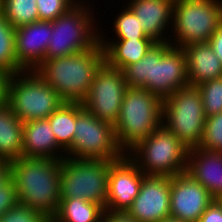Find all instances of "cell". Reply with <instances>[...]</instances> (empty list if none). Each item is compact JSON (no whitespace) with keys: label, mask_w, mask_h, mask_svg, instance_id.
Here are the masks:
<instances>
[{"label":"cell","mask_w":222,"mask_h":222,"mask_svg":"<svg viewBox=\"0 0 222 222\" xmlns=\"http://www.w3.org/2000/svg\"><path fill=\"white\" fill-rule=\"evenodd\" d=\"M186 172L200 183L214 200L222 198V152L190 148Z\"/></svg>","instance_id":"18"},{"label":"cell","mask_w":222,"mask_h":222,"mask_svg":"<svg viewBox=\"0 0 222 222\" xmlns=\"http://www.w3.org/2000/svg\"><path fill=\"white\" fill-rule=\"evenodd\" d=\"M127 88L123 72L104 63L95 73L88 94L81 104L97 119L114 125L118 121Z\"/></svg>","instance_id":"12"},{"label":"cell","mask_w":222,"mask_h":222,"mask_svg":"<svg viewBox=\"0 0 222 222\" xmlns=\"http://www.w3.org/2000/svg\"><path fill=\"white\" fill-rule=\"evenodd\" d=\"M64 101L35 70L12 75L8 106L22 122L47 119Z\"/></svg>","instance_id":"9"},{"label":"cell","mask_w":222,"mask_h":222,"mask_svg":"<svg viewBox=\"0 0 222 222\" xmlns=\"http://www.w3.org/2000/svg\"><path fill=\"white\" fill-rule=\"evenodd\" d=\"M0 11L14 28L39 21L36 0H0Z\"/></svg>","instance_id":"26"},{"label":"cell","mask_w":222,"mask_h":222,"mask_svg":"<svg viewBox=\"0 0 222 222\" xmlns=\"http://www.w3.org/2000/svg\"><path fill=\"white\" fill-rule=\"evenodd\" d=\"M145 174L125 154L109 169L105 211H126L139 194Z\"/></svg>","instance_id":"15"},{"label":"cell","mask_w":222,"mask_h":222,"mask_svg":"<svg viewBox=\"0 0 222 222\" xmlns=\"http://www.w3.org/2000/svg\"><path fill=\"white\" fill-rule=\"evenodd\" d=\"M23 122L6 105L0 107V159L9 162L22 157Z\"/></svg>","instance_id":"22"},{"label":"cell","mask_w":222,"mask_h":222,"mask_svg":"<svg viewBox=\"0 0 222 222\" xmlns=\"http://www.w3.org/2000/svg\"><path fill=\"white\" fill-rule=\"evenodd\" d=\"M10 178V162L0 159V186Z\"/></svg>","instance_id":"37"},{"label":"cell","mask_w":222,"mask_h":222,"mask_svg":"<svg viewBox=\"0 0 222 222\" xmlns=\"http://www.w3.org/2000/svg\"><path fill=\"white\" fill-rule=\"evenodd\" d=\"M0 71L15 74L25 71L16 60L15 28L0 11Z\"/></svg>","instance_id":"25"},{"label":"cell","mask_w":222,"mask_h":222,"mask_svg":"<svg viewBox=\"0 0 222 222\" xmlns=\"http://www.w3.org/2000/svg\"><path fill=\"white\" fill-rule=\"evenodd\" d=\"M121 7L124 9H121L122 11L120 10L114 17L112 32L115 31V34L113 36L118 39H152L145 34L133 11L127 5Z\"/></svg>","instance_id":"27"},{"label":"cell","mask_w":222,"mask_h":222,"mask_svg":"<svg viewBox=\"0 0 222 222\" xmlns=\"http://www.w3.org/2000/svg\"><path fill=\"white\" fill-rule=\"evenodd\" d=\"M187 60L189 85L222 77V63L209 43H192L183 47Z\"/></svg>","instance_id":"20"},{"label":"cell","mask_w":222,"mask_h":222,"mask_svg":"<svg viewBox=\"0 0 222 222\" xmlns=\"http://www.w3.org/2000/svg\"><path fill=\"white\" fill-rule=\"evenodd\" d=\"M126 211L137 222H160L170 216V177L145 175Z\"/></svg>","instance_id":"14"},{"label":"cell","mask_w":222,"mask_h":222,"mask_svg":"<svg viewBox=\"0 0 222 222\" xmlns=\"http://www.w3.org/2000/svg\"><path fill=\"white\" fill-rule=\"evenodd\" d=\"M10 179L18 203L41 212L51 220L60 204L61 160L20 157L10 162Z\"/></svg>","instance_id":"2"},{"label":"cell","mask_w":222,"mask_h":222,"mask_svg":"<svg viewBox=\"0 0 222 222\" xmlns=\"http://www.w3.org/2000/svg\"><path fill=\"white\" fill-rule=\"evenodd\" d=\"M115 161L103 159L61 160V199L79 198L106 209L110 166Z\"/></svg>","instance_id":"10"},{"label":"cell","mask_w":222,"mask_h":222,"mask_svg":"<svg viewBox=\"0 0 222 222\" xmlns=\"http://www.w3.org/2000/svg\"><path fill=\"white\" fill-rule=\"evenodd\" d=\"M213 201L210 193L187 172L170 177V216L198 222Z\"/></svg>","instance_id":"13"},{"label":"cell","mask_w":222,"mask_h":222,"mask_svg":"<svg viewBox=\"0 0 222 222\" xmlns=\"http://www.w3.org/2000/svg\"><path fill=\"white\" fill-rule=\"evenodd\" d=\"M51 129L48 119L23 122L22 156L64 159L65 151L57 144Z\"/></svg>","instance_id":"19"},{"label":"cell","mask_w":222,"mask_h":222,"mask_svg":"<svg viewBox=\"0 0 222 222\" xmlns=\"http://www.w3.org/2000/svg\"><path fill=\"white\" fill-rule=\"evenodd\" d=\"M12 74L0 71V107L8 105V90Z\"/></svg>","instance_id":"35"},{"label":"cell","mask_w":222,"mask_h":222,"mask_svg":"<svg viewBox=\"0 0 222 222\" xmlns=\"http://www.w3.org/2000/svg\"><path fill=\"white\" fill-rule=\"evenodd\" d=\"M206 116L200 89L187 85L163 99L162 125L189 149L198 147Z\"/></svg>","instance_id":"8"},{"label":"cell","mask_w":222,"mask_h":222,"mask_svg":"<svg viewBox=\"0 0 222 222\" xmlns=\"http://www.w3.org/2000/svg\"><path fill=\"white\" fill-rule=\"evenodd\" d=\"M208 43L222 63V24L217 28Z\"/></svg>","instance_id":"36"},{"label":"cell","mask_w":222,"mask_h":222,"mask_svg":"<svg viewBox=\"0 0 222 222\" xmlns=\"http://www.w3.org/2000/svg\"><path fill=\"white\" fill-rule=\"evenodd\" d=\"M160 222H185V221H182L176 217H173V216H168L166 218H164L163 220H161Z\"/></svg>","instance_id":"38"},{"label":"cell","mask_w":222,"mask_h":222,"mask_svg":"<svg viewBox=\"0 0 222 222\" xmlns=\"http://www.w3.org/2000/svg\"><path fill=\"white\" fill-rule=\"evenodd\" d=\"M197 87L200 89L202 104L206 117L222 112V77L205 81Z\"/></svg>","instance_id":"28"},{"label":"cell","mask_w":222,"mask_h":222,"mask_svg":"<svg viewBox=\"0 0 222 222\" xmlns=\"http://www.w3.org/2000/svg\"><path fill=\"white\" fill-rule=\"evenodd\" d=\"M105 210L96 203L79 198L61 199L53 222H101Z\"/></svg>","instance_id":"23"},{"label":"cell","mask_w":222,"mask_h":222,"mask_svg":"<svg viewBox=\"0 0 222 222\" xmlns=\"http://www.w3.org/2000/svg\"><path fill=\"white\" fill-rule=\"evenodd\" d=\"M49 219L41 212L21 203L9 208L1 217L0 222H48Z\"/></svg>","instance_id":"31"},{"label":"cell","mask_w":222,"mask_h":222,"mask_svg":"<svg viewBox=\"0 0 222 222\" xmlns=\"http://www.w3.org/2000/svg\"><path fill=\"white\" fill-rule=\"evenodd\" d=\"M77 2H79V3H87V4H89V0H88V2H87V0L86 1H84V0H76Z\"/></svg>","instance_id":"39"},{"label":"cell","mask_w":222,"mask_h":222,"mask_svg":"<svg viewBox=\"0 0 222 222\" xmlns=\"http://www.w3.org/2000/svg\"><path fill=\"white\" fill-rule=\"evenodd\" d=\"M221 24L222 0H175L169 42L180 48L208 43Z\"/></svg>","instance_id":"7"},{"label":"cell","mask_w":222,"mask_h":222,"mask_svg":"<svg viewBox=\"0 0 222 222\" xmlns=\"http://www.w3.org/2000/svg\"><path fill=\"white\" fill-rule=\"evenodd\" d=\"M188 150L161 125L126 155L145 175L173 177L186 172Z\"/></svg>","instance_id":"5"},{"label":"cell","mask_w":222,"mask_h":222,"mask_svg":"<svg viewBox=\"0 0 222 222\" xmlns=\"http://www.w3.org/2000/svg\"><path fill=\"white\" fill-rule=\"evenodd\" d=\"M74 130L66 158L117 161L125 155L116 142L114 125L97 119L79 102H76Z\"/></svg>","instance_id":"11"},{"label":"cell","mask_w":222,"mask_h":222,"mask_svg":"<svg viewBox=\"0 0 222 222\" xmlns=\"http://www.w3.org/2000/svg\"><path fill=\"white\" fill-rule=\"evenodd\" d=\"M47 119L57 144L67 152L75 132L76 102H63Z\"/></svg>","instance_id":"24"},{"label":"cell","mask_w":222,"mask_h":222,"mask_svg":"<svg viewBox=\"0 0 222 222\" xmlns=\"http://www.w3.org/2000/svg\"><path fill=\"white\" fill-rule=\"evenodd\" d=\"M76 3V0H36L39 20L52 22Z\"/></svg>","instance_id":"30"},{"label":"cell","mask_w":222,"mask_h":222,"mask_svg":"<svg viewBox=\"0 0 222 222\" xmlns=\"http://www.w3.org/2000/svg\"><path fill=\"white\" fill-rule=\"evenodd\" d=\"M122 72L128 87L145 88L162 100L189 85L184 49L169 41L155 42L141 60Z\"/></svg>","instance_id":"1"},{"label":"cell","mask_w":222,"mask_h":222,"mask_svg":"<svg viewBox=\"0 0 222 222\" xmlns=\"http://www.w3.org/2000/svg\"><path fill=\"white\" fill-rule=\"evenodd\" d=\"M53 25L50 21H36L15 28L17 63L25 70H35L44 60Z\"/></svg>","instance_id":"16"},{"label":"cell","mask_w":222,"mask_h":222,"mask_svg":"<svg viewBox=\"0 0 222 222\" xmlns=\"http://www.w3.org/2000/svg\"><path fill=\"white\" fill-rule=\"evenodd\" d=\"M102 33L101 30L100 44L104 50V62L108 67L121 71L126 66L141 60L156 42L153 39H116L113 41L110 37L106 40L107 37Z\"/></svg>","instance_id":"21"},{"label":"cell","mask_w":222,"mask_h":222,"mask_svg":"<svg viewBox=\"0 0 222 222\" xmlns=\"http://www.w3.org/2000/svg\"><path fill=\"white\" fill-rule=\"evenodd\" d=\"M104 63V50L99 42L90 50L45 59L35 71L55 89L64 102L82 103L95 73Z\"/></svg>","instance_id":"3"},{"label":"cell","mask_w":222,"mask_h":222,"mask_svg":"<svg viewBox=\"0 0 222 222\" xmlns=\"http://www.w3.org/2000/svg\"><path fill=\"white\" fill-rule=\"evenodd\" d=\"M93 8L87 3L77 2L66 13L52 21L53 31L45 59L90 50L100 42V31H98L100 27L94 25L98 21L94 19L96 17Z\"/></svg>","instance_id":"6"},{"label":"cell","mask_w":222,"mask_h":222,"mask_svg":"<svg viewBox=\"0 0 222 222\" xmlns=\"http://www.w3.org/2000/svg\"><path fill=\"white\" fill-rule=\"evenodd\" d=\"M198 147L207 151L222 152V112L206 117L202 140Z\"/></svg>","instance_id":"29"},{"label":"cell","mask_w":222,"mask_h":222,"mask_svg":"<svg viewBox=\"0 0 222 222\" xmlns=\"http://www.w3.org/2000/svg\"><path fill=\"white\" fill-rule=\"evenodd\" d=\"M18 203L17 192L14 183L9 178L0 186V217Z\"/></svg>","instance_id":"32"},{"label":"cell","mask_w":222,"mask_h":222,"mask_svg":"<svg viewBox=\"0 0 222 222\" xmlns=\"http://www.w3.org/2000/svg\"><path fill=\"white\" fill-rule=\"evenodd\" d=\"M163 100L145 88L128 87L124 93L114 134L127 154L162 125Z\"/></svg>","instance_id":"4"},{"label":"cell","mask_w":222,"mask_h":222,"mask_svg":"<svg viewBox=\"0 0 222 222\" xmlns=\"http://www.w3.org/2000/svg\"><path fill=\"white\" fill-rule=\"evenodd\" d=\"M175 0H128L125 3L139 19L145 34L156 42L169 41ZM165 32V33H164ZM168 32V33H167Z\"/></svg>","instance_id":"17"},{"label":"cell","mask_w":222,"mask_h":222,"mask_svg":"<svg viewBox=\"0 0 222 222\" xmlns=\"http://www.w3.org/2000/svg\"><path fill=\"white\" fill-rule=\"evenodd\" d=\"M104 222H137L127 211H105Z\"/></svg>","instance_id":"34"},{"label":"cell","mask_w":222,"mask_h":222,"mask_svg":"<svg viewBox=\"0 0 222 222\" xmlns=\"http://www.w3.org/2000/svg\"><path fill=\"white\" fill-rule=\"evenodd\" d=\"M198 222H222V202L214 200L201 215Z\"/></svg>","instance_id":"33"}]
</instances>
